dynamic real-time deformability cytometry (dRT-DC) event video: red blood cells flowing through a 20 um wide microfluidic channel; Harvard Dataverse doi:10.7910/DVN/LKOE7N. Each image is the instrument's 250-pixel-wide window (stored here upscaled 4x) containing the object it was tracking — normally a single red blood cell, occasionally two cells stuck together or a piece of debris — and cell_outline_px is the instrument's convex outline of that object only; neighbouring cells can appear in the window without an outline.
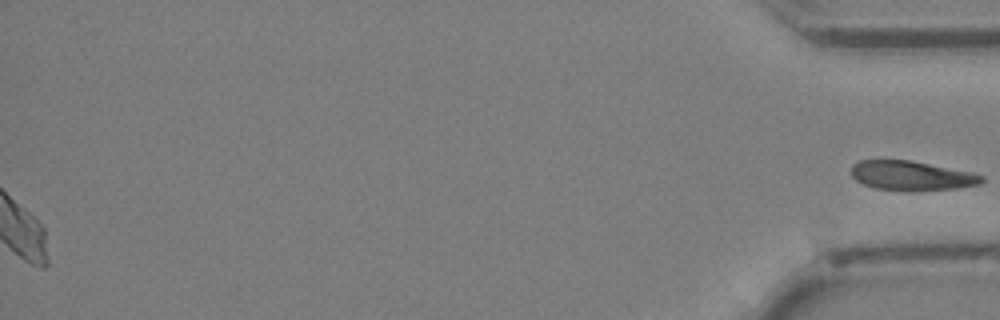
{"species": "Egyptian fruit bat (a non-hibernating species)", "species_latin": "Rousettus aegyptiacus", "temperature_condition": "cold", "stored_images_in_passage": 42, "segment_of_instrument_passage": [2, 2], "camera_frame_rate_fps": 3000, "um_per_image_px": 0.085, "animal": {"sex": "female"}, "frame": {"image": 1, "passage_image": 42, "time_ms": 13.667, "image_size_px": [1000, 320], "cell_outline_px": [[984, 180], [980, 184], [956, 188], [876, 188], [864, 184], [856, 180], [852, 176], [852, 164], [860, 160], [912, 160], [972, 172], [984, 176]], "centroid_in_image_um": [77.49, 14.87], "position_along_channel_um": 357.7, "area_um2": 21.44}}